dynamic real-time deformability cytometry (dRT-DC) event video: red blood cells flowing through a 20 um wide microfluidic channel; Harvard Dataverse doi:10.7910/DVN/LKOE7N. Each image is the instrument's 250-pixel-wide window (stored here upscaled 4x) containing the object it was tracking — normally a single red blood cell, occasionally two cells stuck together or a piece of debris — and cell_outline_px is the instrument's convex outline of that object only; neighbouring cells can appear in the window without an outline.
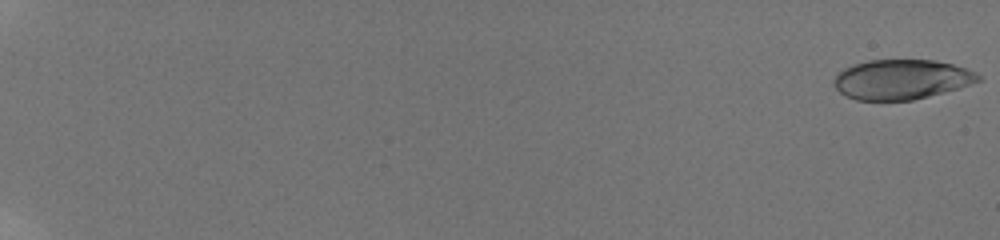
{"species": "human", "species_latin": "Homo sapiens", "temperature_condition": "room temperature", "stored_images_in_passage": 59, "camera_frame_rate_fps": 3000, "um_per_image_px": 0.085, "donor": {"sex": "male"}, "frame": {"image": 1, "passage_image": 1, "time_ms": 0.0, "image_size_px": [1000, 240], "cell_outline_px": [[984, 80], [960, 88], [912, 100], [856, 100], [844, 96], [832, 84], [836, 76], [844, 68], [852, 64], [868, 60], [932, 60], [952, 64], [976, 72]], "centroid_in_image_um": [76.63, 6.75], "position_along_channel_um": 8.4, "area_um2": 33.58}}
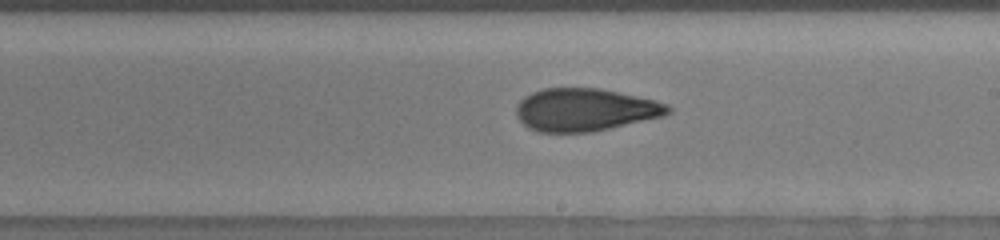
{"frame": {"image": 2, "passage_image": 39, "time_ms": 12.667, "image_size_px": [1000, 240], "cell_outline_px": [[672, 112], [664, 116], [592, 132], [540, 132], [528, 128], [516, 116], [516, 104], [524, 96], [532, 92], [544, 88], [600, 88], [656, 100], [668, 104], [672, 108]], "centroid_in_image_um": [49.74, 9.33], "position_along_channel_um": 239.3, "area_um2": 37.97}}
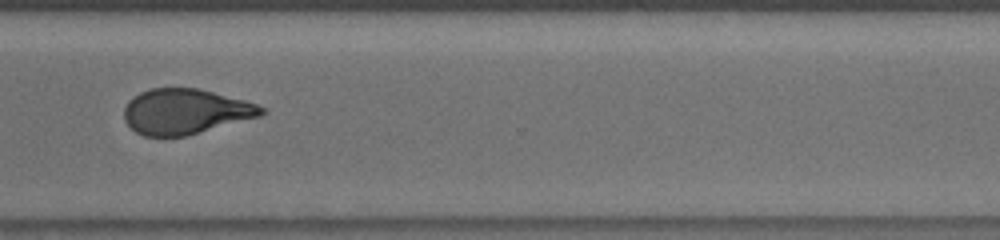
{"frame": {"image": 3, "passage_image": 48, "time_ms": 15.667, "image_size_px": [1000, 240], "cell_outline_px": [[268, 112], [260, 116], [188, 136], [144, 136], [136, 132], [124, 120], [124, 108], [128, 100], [140, 92], [152, 88], [196, 88], [244, 100], [268, 108]], "centroid_in_image_um": [15.77, 9.49], "position_along_channel_um": 354.8, "area_um2": 36.3}, "authors_computed_cell_mechanics": {"area_um2": 36.414, "velocity_mm_per_s": 3.8544, "shape_relaxation_time_tau1_ms": null, "shape_relaxation_time_tau2_ms": 1.7414, "deformation_change_tau1": null, "deformation_change_tau2": 0.0938}}